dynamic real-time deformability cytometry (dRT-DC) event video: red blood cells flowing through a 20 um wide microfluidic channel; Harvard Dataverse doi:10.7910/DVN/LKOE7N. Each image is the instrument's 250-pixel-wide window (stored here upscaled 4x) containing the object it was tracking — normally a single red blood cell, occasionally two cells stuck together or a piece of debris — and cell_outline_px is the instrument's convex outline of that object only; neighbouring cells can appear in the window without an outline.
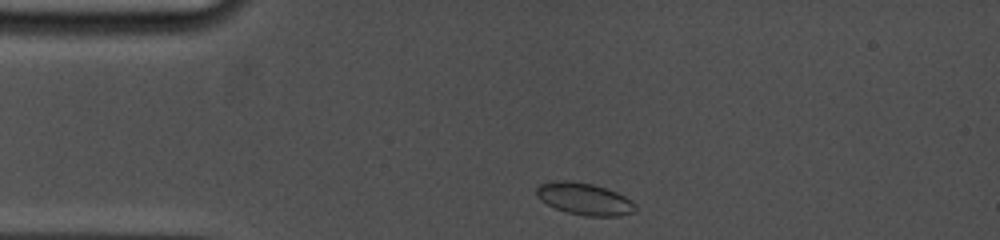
{"species": "common noctule bat (a hibernating species)", "species_latin": "Nyctalus noctula", "temperature_condition": "cold", "stored_images_in_passage": 13, "camera_frame_rate_fps": 5000, "um_per_image_px": 0.085, "animal": {"sex": "female", "body_mass_g": 19.0, "forearm_length_mm": 53.3}, "frame": {"image": 1, "passage_image": 1, "time_ms": 0.0, "image_size_px": [1000, 240], "cell_outline_px": [[636, 212], [620, 216], [584, 216], [568, 212], [556, 208], [540, 200], [536, 196], [536, 188], [540, 184], [552, 180], [568, 180], [592, 184], [608, 188], [632, 200], [636, 204]], "centroid_in_image_um": [49.69, 16.9], "position_along_channel_um": 35.3, "area_um2": 18.67}}
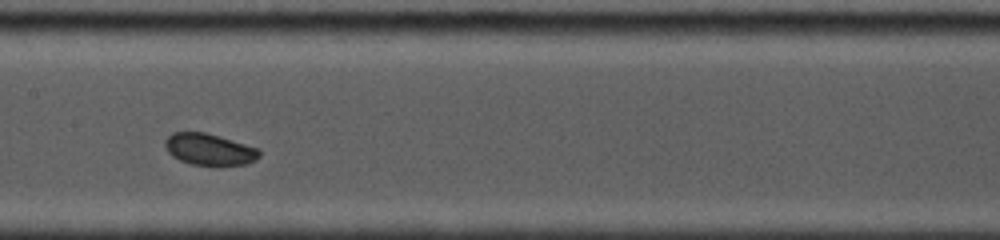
{"frame": {"image": 2, "passage_image": 6, "time_ms": 5.0, "image_size_px": [1000, 240], "cell_outline_px": [[260, 156], [256, 160], [244, 164], [220, 168], [216, 168], [192, 164], [180, 160], [172, 156], [168, 152], [164, 144], [164, 140], [172, 132], [204, 132], [220, 136], [260, 148]], "centroid_in_image_um": [17.82, 12.73], "position_along_channel_um": 189.6, "area_um2": 18.03}}
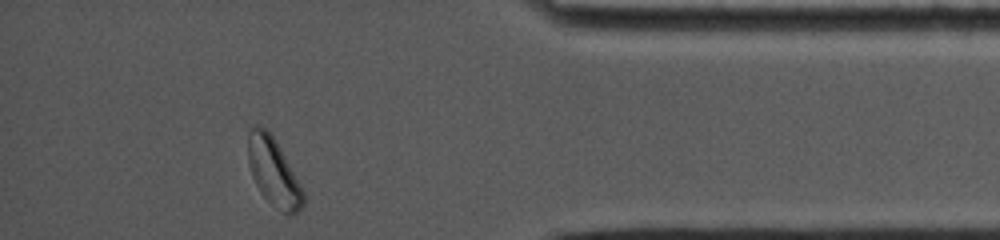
{"frame": {"image": 3, "passage_image": 13, "time_ms": 11.4, "image_size_px": [1000, 240], "cell_outline_px": [[304, 204], [292, 216], [288, 216], [268, 200], [260, 192], [252, 176], [248, 164], [248, 132], [252, 124], [256, 124], [264, 128], [276, 140], [304, 192]], "centroid_in_image_um": [23.23, 14.6], "position_along_channel_um": 412.0, "area_um2": 21.62}, "authors_computed_cell_mechanics": {"area_um2": 18.0336, "velocity_mm_per_s": 3.7417, "shape_relaxation_time_tau1_ms": null, "shape_relaxation_time_tau2_ms": 2.4829, "deformation_change_tau1": null, "deformation_change_tau2": 0.0573}}